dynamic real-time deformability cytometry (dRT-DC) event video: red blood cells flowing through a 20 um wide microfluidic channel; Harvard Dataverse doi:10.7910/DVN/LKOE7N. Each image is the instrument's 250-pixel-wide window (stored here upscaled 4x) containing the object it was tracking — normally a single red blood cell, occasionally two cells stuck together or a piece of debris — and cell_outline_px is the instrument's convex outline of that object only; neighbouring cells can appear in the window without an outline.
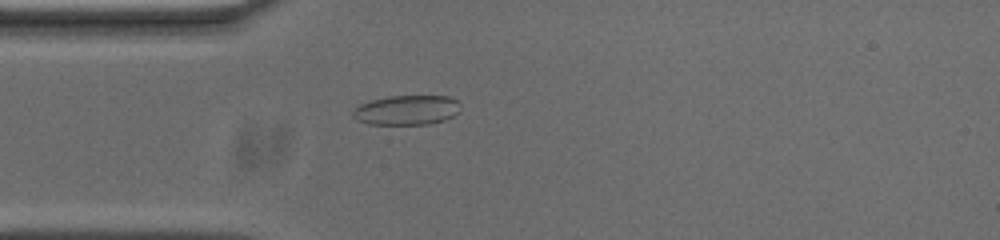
{"species": "common noctule bat (a hibernating species)", "species_latin": "Nyctalus noctula", "temperature_condition": "cold", "stored_images_in_passage": 54, "camera_frame_rate_fps": 3000, "um_per_image_px": 0.085, "animal": {"sex": "male", "body_mass_g": 20.0, "forearm_length_mm": 53.3}, "frame": {"image": 1, "passage_image": 14, "time_ms": 4.333, "image_size_px": [1000, 240], "cell_outline_px": [[460, 112], [444, 120], [428, 124], [368, 124], [356, 120], [352, 116], [352, 112], [360, 104], [372, 100], [388, 96], [448, 96], [456, 100], [460, 104]], "centroid_in_image_um": [34.57, 9.36], "position_along_channel_um": 50.4, "area_um2": 18.61}}
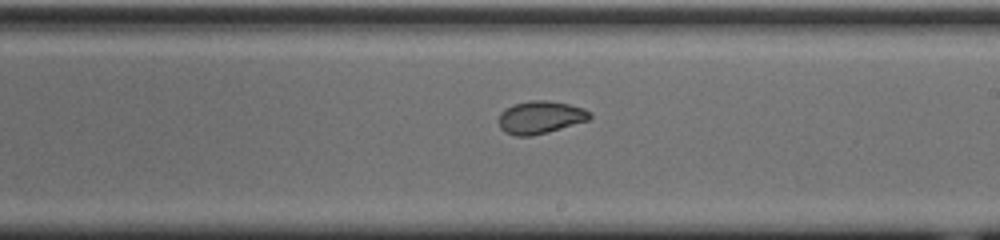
{"frame": {"image": 2, "passage_image": 30, "time_ms": 9.667, "image_size_px": [1000, 240], "cell_outline_px": [[592, 116], [588, 120], [548, 132], [532, 136], [516, 136], [504, 132], [500, 128], [500, 112], [512, 104], [528, 100], [548, 100], [568, 104], [584, 108], [592, 112]], "centroid_in_image_um": [45.93, 9.96], "position_along_channel_um": 243.1, "area_um2": 17.46}}
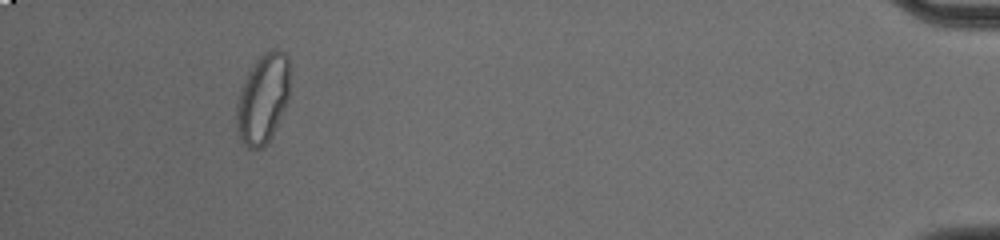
{"frame": {"image": 3, "passage_image": 50, "time_ms": 16.333, "image_size_px": [1000, 240], "cell_outline_px": [[288, 100], [272, 136], [264, 148], [248, 148], [240, 140], [236, 128], [236, 104], [244, 80], [248, 72], [256, 60], [264, 52], [272, 48], [276, 48], [284, 52], [288, 56]], "centroid_in_image_um": [22.33, 8.4], "position_along_channel_um": 412.9, "area_um2": 27.86}, "authors_computed_cell_mechanics": {"area_um2": 19.3052, "velocity_mm_per_s": 3.6921, "shape_relaxation_time_tau1_ms": null, "shape_relaxation_time_tau2_ms": 1.3982, "deformation_change_tau1": null, "deformation_change_tau2": 0.0432}}